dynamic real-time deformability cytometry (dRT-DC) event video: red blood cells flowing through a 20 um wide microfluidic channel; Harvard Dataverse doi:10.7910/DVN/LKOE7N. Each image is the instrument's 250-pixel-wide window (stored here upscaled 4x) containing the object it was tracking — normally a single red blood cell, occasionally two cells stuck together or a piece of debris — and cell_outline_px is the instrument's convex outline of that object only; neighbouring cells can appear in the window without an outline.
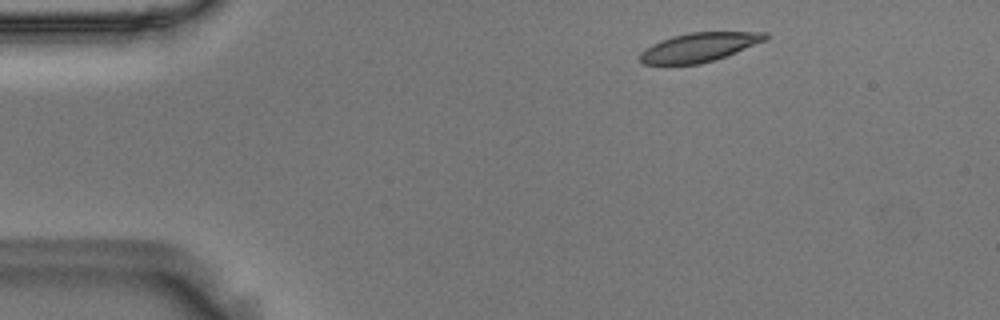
{"species": "Egyptian fruit bat (a non-hibernating species)", "species_latin": "Rousettus aegyptiacus", "temperature_condition": "room temperature", "stored_images_in_passage": 48, "camera_frame_rate_fps": 3000, "um_per_image_px": 0.085, "animal": {"sex": "male"}, "frame": {"image": 1, "passage_image": 1, "time_ms": 0.0, "image_size_px": [1000, 320], "cell_outline_px": [[768, 40], [716, 60], [700, 64], [644, 64], [640, 60], [640, 52], [652, 44], [672, 36], [692, 32], [768, 32]], "centroid_in_image_um": [59.47, 4.01], "position_along_channel_um": 25.5, "area_um2": 21.21}}
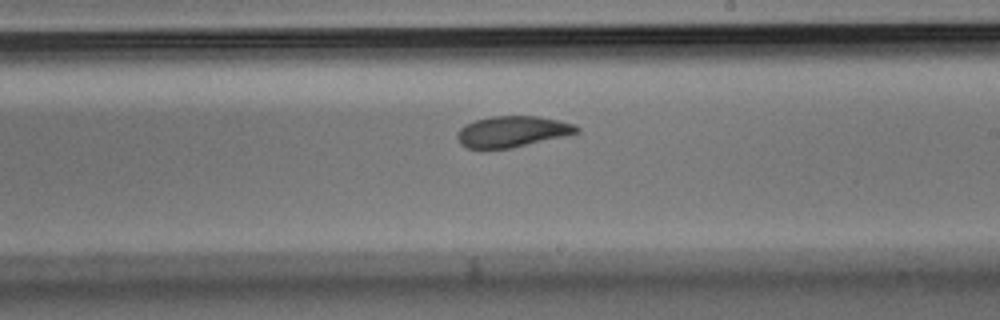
{"frame": {"image": 2, "passage_image": 25, "time_ms": 8.0, "image_size_px": [1000, 320], "cell_outline_px": [[580, 132], [564, 136], [512, 148], [468, 148], [460, 144], [456, 136], [456, 132], [464, 124], [476, 120], [492, 116], [536, 116], [560, 120], [572, 124], [580, 128]], "centroid_in_image_um": [43.52, 11.18], "position_along_channel_um": 245.5, "area_um2": 21.56}}
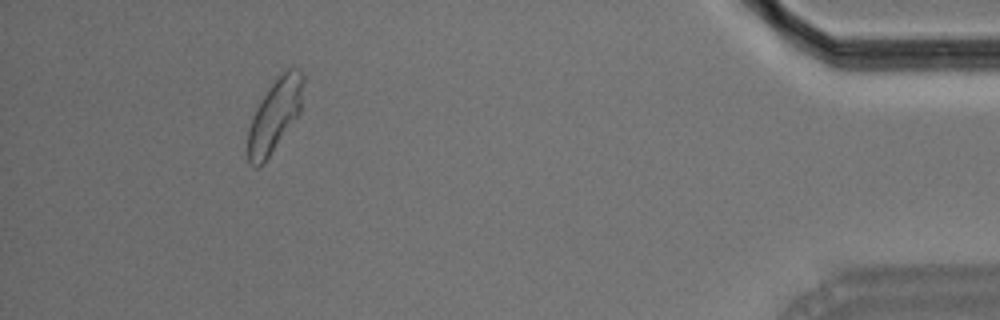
{"frame": {"image": 3, "passage_image": 44, "time_ms": 14.333, "image_size_px": [1000, 320], "cell_outline_px": [[304, 80], [300, 112], [264, 164], [256, 168], [248, 160], [248, 128], [252, 116], [256, 108], [276, 76], [280, 72], [288, 68], [300, 68], [304, 76]], "centroid_in_image_um": [23.36, 9.77], "position_along_channel_um": 411.8, "area_um2": 23.52}, "authors_computed_cell_mechanics": {"area_um2": 22.2819, "velocity_mm_per_s": 3.5773, "shape_relaxation_time_tau1_ms": 4.2773, "shape_relaxation_time_tau2_ms": 2.6935, "deformation_change_tau1": 0.13, "deformation_change_tau2": 0.0826}}